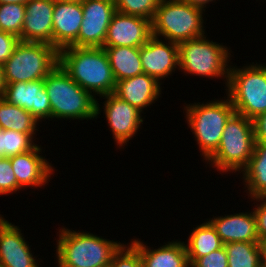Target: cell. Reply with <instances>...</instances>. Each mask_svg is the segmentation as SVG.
<instances>
[{
	"instance_id": "obj_27",
	"label": "cell",
	"mask_w": 266,
	"mask_h": 267,
	"mask_svg": "<svg viewBox=\"0 0 266 267\" xmlns=\"http://www.w3.org/2000/svg\"><path fill=\"white\" fill-rule=\"evenodd\" d=\"M33 135L0 129V155L10 158L34 149L37 145L32 143Z\"/></svg>"
},
{
	"instance_id": "obj_18",
	"label": "cell",
	"mask_w": 266,
	"mask_h": 267,
	"mask_svg": "<svg viewBox=\"0 0 266 267\" xmlns=\"http://www.w3.org/2000/svg\"><path fill=\"white\" fill-rule=\"evenodd\" d=\"M41 148L34 149L10 157L11 167L17 179V184L23 187H41L45 185L53 172L52 165L39 155Z\"/></svg>"
},
{
	"instance_id": "obj_7",
	"label": "cell",
	"mask_w": 266,
	"mask_h": 267,
	"mask_svg": "<svg viewBox=\"0 0 266 267\" xmlns=\"http://www.w3.org/2000/svg\"><path fill=\"white\" fill-rule=\"evenodd\" d=\"M229 68L227 94L235 112L252 120L266 112V66Z\"/></svg>"
},
{
	"instance_id": "obj_33",
	"label": "cell",
	"mask_w": 266,
	"mask_h": 267,
	"mask_svg": "<svg viewBox=\"0 0 266 267\" xmlns=\"http://www.w3.org/2000/svg\"><path fill=\"white\" fill-rule=\"evenodd\" d=\"M19 42V37L0 31V64L3 65L11 57Z\"/></svg>"
},
{
	"instance_id": "obj_26",
	"label": "cell",
	"mask_w": 266,
	"mask_h": 267,
	"mask_svg": "<svg viewBox=\"0 0 266 267\" xmlns=\"http://www.w3.org/2000/svg\"><path fill=\"white\" fill-rule=\"evenodd\" d=\"M37 120L31 113L16 105L0 99V128L2 130L19 131L25 134H35Z\"/></svg>"
},
{
	"instance_id": "obj_15",
	"label": "cell",
	"mask_w": 266,
	"mask_h": 267,
	"mask_svg": "<svg viewBox=\"0 0 266 267\" xmlns=\"http://www.w3.org/2000/svg\"><path fill=\"white\" fill-rule=\"evenodd\" d=\"M106 98L104 113L113 132L115 141L123 146L137 132L143 122L141 111L121 100L114 93L103 96Z\"/></svg>"
},
{
	"instance_id": "obj_30",
	"label": "cell",
	"mask_w": 266,
	"mask_h": 267,
	"mask_svg": "<svg viewBox=\"0 0 266 267\" xmlns=\"http://www.w3.org/2000/svg\"><path fill=\"white\" fill-rule=\"evenodd\" d=\"M108 267H142L139 249L132 242L130 247L122 244L113 254Z\"/></svg>"
},
{
	"instance_id": "obj_29",
	"label": "cell",
	"mask_w": 266,
	"mask_h": 267,
	"mask_svg": "<svg viewBox=\"0 0 266 267\" xmlns=\"http://www.w3.org/2000/svg\"><path fill=\"white\" fill-rule=\"evenodd\" d=\"M116 11L152 21L160 0H114Z\"/></svg>"
},
{
	"instance_id": "obj_32",
	"label": "cell",
	"mask_w": 266,
	"mask_h": 267,
	"mask_svg": "<svg viewBox=\"0 0 266 267\" xmlns=\"http://www.w3.org/2000/svg\"><path fill=\"white\" fill-rule=\"evenodd\" d=\"M190 267H228L225 247L199 257Z\"/></svg>"
},
{
	"instance_id": "obj_37",
	"label": "cell",
	"mask_w": 266,
	"mask_h": 267,
	"mask_svg": "<svg viewBox=\"0 0 266 267\" xmlns=\"http://www.w3.org/2000/svg\"><path fill=\"white\" fill-rule=\"evenodd\" d=\"M5 86L3 65L0 64V99L4 97Z\"/></svg>"
},
{
	"instance_id": "obj_4",
	"label": "cell",
	"mask_w": 266,
	"mask_h": 267,
	"mask_svg": "<svg viewBox=\"0 0 266 267\" xmlns=\"http://www.w3.org/2000/svg\"><path fill=\"white\" fill-rule=\"evenodd\" d=\"M203 11L182 0H160L151 21V33L178 44L204 36Z\"/></svg>"
},
{
	"instance_id": "obj_12",
	"label": "cell",
	"mask_w": 266,
	"mask_h": 267,
	"mask_svg": "<svg viewBox=\"0 0 266 267\" xmlns=\"http://www.w3.org/2000/svg\"><path fill=\"white\" fill-rule=\"evenodd\" d=\"M52 19L53 47L58 51L68 46L78 47L82 1L55 0Z\"/></svg>"
},
{
	"instance_id": "obj_13",
	"label": "cell",
	"mask_w": 266,
	"mask_h": 267,
	"mask_svg": "<svg viewBox=\"0 0 266 267\" xmlns=\"http://www.w3.org/2000/svg\"><path fill=\"white\" fill-rule=\"evenodd\" d=\"M3 99L28 111L38 122L51 118V105L43 80L6 84Z\"/></svg>"
},
{
	"instance_id": "obj_22",
	"label": "cell",
	"mask_w": 266,
	"mask_h": 267,
	"mask_svg": "<svg viewBox=\"0 0 266 267\" xmlns=\"http://www.w3.org/2000/svg\"><path fill=\"white\" fill-rule=\"evenodd\" d=\"M116 83L144 73L140 48L129 46L103 47Z\"/></svg>"
},
{
	"instance_id": "obj_9",
	"label": "cell",
	"mask_w": 266,
	"mask_h": 267,
	"mask_svg": "<svg viewBox=\"0 0 266 267\" xmlns=\"http://www.w3.org/2000/svg\"><path fill=\"white\" fill-rule=\"evenodd\" d=\"M228 51L227 47L210 42L205 36L183 41L178 44L179 69L197 76H224L228 82Z\"/></svg>"
},
{
	"instance_id": "obj_36",
	"label": "cell",
	"mask_w": 266,
	"mask_h": 267,
	"mask_svg": "<svg viewBox=\"0 0 266 267\" xmlns=\"http://www.w3.org/2000/svg\"><path fill=\"white\" fill-rule=\"evenodd\" d=\"M182 1L203 9L205 7L204 6L205 4H208L213 0H182Z\"/></svg>"
},
{
	"instance_id": "obj_11",
	"label": "cell",
	"mask_w": 266,
	"mask_h": 267,
	"mask_svg": "<svg viewBox=\"0 0 266 267\" xmlns=\"http://www.w3.org/2000/svg\"><path fill=\"white\" fill-rule=\"evenodd\" d=\"M151 36L150 20L116 11L109 24L103 47L140 48Z\"/></svg>"
},
{
	"instance_id": "obj_5",
	"label": "cell",
	"mask_w": 266,
	"mask_h": 267,
	"mask_svg": "<svg viewBox=\"0 0 266 267\" xmlns=\"http://www.w3.org/2000/svg\"><path fill=\"white\" fill-rule=\"evenodd\" d=\"M255 142L253 120L234 112L225 124L218 149L207 161L219 171L242 172L250 161Z\"/></svg>"
},
{
	"instance_id": "obj_38",
	"label": "cell",
	"mask_w": 266,
	"mask_h": 267,
	"mask_svg": "<svg viewBox=\"0 0 266 267\" xmlns=\"http://www.w3.org/2000/svg\"><path fill=\"white\" fill-rule=\"evenodd\" d=\"M28 0H0V4H7V3H19L25 4Z\"/></svg>"
},
{
	"instance_id": "obj_34",
	"label": "cell",
	"mask_w": 266,
	"mask_h": 267,
	"mask_svg": "<svg viewBox=\"0 0 266 267\" xmlns=\"http://www.w3.org/2000/svg\"><path fill=\"white\" fill-rule=\"evenodd\" d=\"M265 199V200H264ZM254 200L263 201L254 210L256 217L257 234L261 244H266V195L255 197Z\"/></svg>"
},
{
	"instance_id": "obj_6",
	"label": "cell",
	"mask_w": 266,
	"mask_h": 267,
	"mask_svg": "<svg viewBox=\"0 0 266 267\" xmlns=\"http://www.w3.org/2000/svg\"><path fill=\"white\" fill-rule=\"evenodd\" d=\"M59 65V51L51 44L20 41L3 64L5 84L44 80Z\"/></svg>"
},
{
	"instance_id": "obj_10",
	"label": "cell",
	"mask_w": 266,
	"mask_h": 267,
	"mask_svg": "<svg viewBox=\"0 0 266 267\" xmlns=\"http://www.w3.org/2000/svg\"><path fill=\"white\" fill-rule=\"evenodd\" d=\"M83 20L78 34V47H103L112 16L114 0H82Z\"/></svg>"
},
{
	"instance_id": "obj_21",
	"label": "cell",
	"mask_w": 266,
	"mask_h": 267,
	"mask_svg": "<svg viewBox=\"0 0 266 267\" xmlns=\"http://www.w3.org/2000/svg\"><path fill=\"white\" fill-rule=\"evenodd\" d=\"M132 243L139 249L142 267H190L184 242H168L154 250L138 240Z\"/></svg>"
},
{
	"instance_id": "obj_14",
	"label": "cell",
	"mask_w": 266,
	"mask_h": 267,
	"mask_svg": "<svg viewBox=\"0 0 266 267\" xmlns=\"http://www.w3.org/2000/svg\"><path fill=\"white\" fill-rule=\"evenodd\" d=\"M140 57L144 73L160 81L179 66L178 43H164L152 35L140 47Z\"/></svg>"
},
{
	"instance_id": "obj_23",
	"label": "cell",
	"mask_w": 266,
	"mask_h": 267,
	"mask_svg": "<svg viewBox=\"0 0 266 267\" xmlns=\"http://www.w3.org/2000/svg\"><path fill=\"white\" fill-rule=\"evenodd\" d=\"M223 246L224 244L210 221L200 224L193 229L188 244H185L189 265L191 266L199 257L206 256Z\"/></svg>"
},
{
	"instance_id": "obj_19",
	"label": "cell",
	"mask_w": 266,
	"mask_h": 267,
	"mask_svg": "<svg viewBox=\"0 0 266 267\" xmlns=\"http://www.w3.org/2000/svg\"><path fill=\"white\" fill-rule=\"evenodd\" d=\"M161 92L160 82L154 77L142 73L116 83L114 94L128 102L139 111L154 103Z\"/></svg>"
},
{
	"instance_id": "obj_35",
	"label": "cell",
	"mask_w": 266,
	"mask_h": 267,
	"mask_svg": "<svg viewBox=\"0 0 266 267\" xmlns=\"http://www.w3.org/2000/svg\"><path fill=\"white\" fill-rule=\"evenodd\" d=\"M253 123L256 142L266 143V112L253 119Z\"/></svg>"
},
{
	"instance_id": "obj_1",
	"label": "cell",
	"mask_w": 266,
	"mask_h": 267,
	"mask_svg": "<svg viewBox=\"0 0 266 267\" xmlns=\"http://www.w3.org/2000/svg\"><path fill=\"white\" fill-rule=\"evenodd\" d=\"M59 65L91 95L102 97L115 91L116 81L103 47H65L59 51Z\"/></svg>"
},
{
	"instance_id": "obj_25",
	"label": "cell",
	"mask_w": 266,
	"mask_h": 267,
	"mask_svg": "<svg viewBox=\"0 0 266 267\" xmlns=\"http://www.w3.org/2000/svg\"><path fill=\"white\" fill-rule=\"evenodd\" d=\"M252 199L266 195V143L255 142L248 165L242 170Z\"/></svg>"
},
{
	"instance_id": "obj_28",
	"label": "cell",
	"mask_w": 266,
	"mask_h": 267,
	"mask_svg": "<svg viewBox=\"0 0 266 267\" xmlns=\"http://www.w3.org/2000/svg\"><path fill=\"white\" fill-rule=\"evenodd\" d=\"M25 14V4H0V31L11 33L19 37L21 41Z\"/></svg>"
},
{
	"instance_id": "obj_2",
	"label": "cell",
	"mask_w": 266,
	"mask_h": 267,
	"mask_svg": "<svg viewBox=\"0 0 266 267\" xmlns=\"http://www.w3.org/2000/svg\"><path fill=\"white\" fill-rule=\"evenodd\" d=\"M51 105L52 118L92 119L100 114L94 95L80 87L57 65L43 80Z\"/></svg>"
},
{
	"instance_id": "obj_3",
	"label": "cell",
	"mask_w": 266,
	"mask_h": 267,
	"mask_svg": "<svg viewBox=\"0 0 266 267\" xmlns=\"http://www.w3.org/2000/svg\"><path fill=\"white\" fill-rule=\"evenodd\" d=\"M57 241L59 267H108L122 245L89 233L62 228Z\"/></svg>"
},
{
	"instance_id": "obj_31",
	"label": "cell",
	"mask_w": 266,
	"mask_h": 267,
	"mask_svg": "<svg viewBox=\"0 0 266 267\" xmlns=\"http://www.w3.org/2000/svg\"><path fill=\"white\" fill-rule=\"evenodd\" d=\"M22 189L17 184L16 176L11 167L10 158L2 157L0 160V195L8 194Z\"/></svg>"
},
{
	"instance_id": "obj_16",
	"label": "cell",
	"mask_w": 266,
	"mask_h": 267,
	"mask_svg": "<svg viewBox=\"0 0 266 267\" xmlns=\"http://www.w3.org/2000/svg\"><path fill=\"white\" fill-rule=\"evenodd\" d=\"M55 0H28L21 41L43 42L53 46V9Z\"/></svg>"
},
{
	"instance_id": "obj_8",
	"label": "cell",
	"mask_w": 266,
	"mask_h": 267,
	"mask_svg": "<svg viewBox=\"0 0 266 267\" xmlns=\"http://www.w3.org/2000/svg\"><path fill=\"white\" fill-rule=\"evenodd\" d=\"M227 98L186 106L187 123L197 138L205 160H208L218 149L225 124L235 112L229 97Z\"/></svg>"
},
{
	"instance_id": "obj_17",
	"label": "cell",
	"mask_w": 266,
	"mask_h": 267,
	"mask_svg": "<svg viewBox=\"0 0 266 267\" xmlns=\"http://www.w3.org/2000/svg\"><path fill=\"white\" fill-rule=\"evenodd\" d=\"M20 228L0 215V267H39Z\"/></svg>"
},
{
	"instance_id": "obj_20",
	"label": "cell",
	"mask_w": 266,
	"mask_h": 267,
	"mask_svg": "<svg viewBox=\"0 0 266 267\" xmlns=\"http://www.w3.org/2000/svg\"><path fill=\"white\" fill-rule=\"evenodd\" d=\"M223 244L229 242H260L254 212L237 213L209 220Z\"/></svg>"
},
{
	"instance_id": "obj_24",
	"label": "cell",
	"mask_w": 266,
	"mask_h": 267,
	"mask_svg": "<svg viewBox=\"0 0 266 267\" xmlns=\"http://www.w3.org/2000/svg\"><path fill=\"white\" fill-rule=\"evenodd\" d=\"M224 247L228 267H266L265 245L261 242H229Z\"/></svg>"
}]
</instances>
